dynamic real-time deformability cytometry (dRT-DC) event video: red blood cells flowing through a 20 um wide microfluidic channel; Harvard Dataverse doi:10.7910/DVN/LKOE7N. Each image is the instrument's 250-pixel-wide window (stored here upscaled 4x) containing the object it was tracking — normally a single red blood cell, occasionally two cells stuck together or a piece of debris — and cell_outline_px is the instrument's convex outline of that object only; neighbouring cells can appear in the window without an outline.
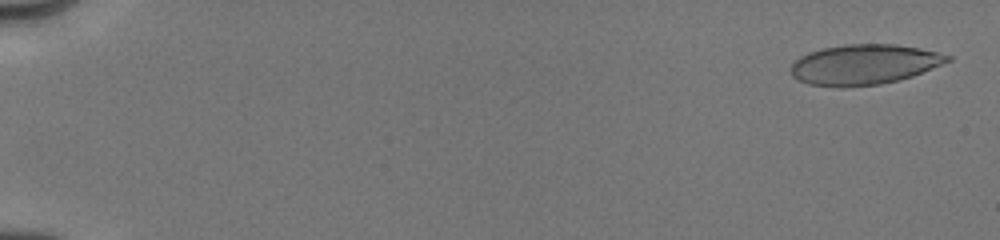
{"species": "human", "species_latin": "Homo sapiens", "temperature_condition": "cold", "stored_images_in_passage": 53, "camera_frame_rate_fps": 3000, "um_per_image_px": 0.085, "donor": {"sex": "male"}, "frame": {"image": 1, "passage_image": 2, "time_ms": 0.333, "image_size_px": [1000, 240], "cell_outline_px": [[952, 60], [912, 76], [880, 84], [844, 88], [836, 88], [808, 84], [792, 76], [792, 64], [800, 56], [808, 52], [824, 48], [844, 44], [896, 44], [936, 52], [952, 56]], "centroid_in_image_um": [73.42, 5.49], "position_along_channel_um": 11.6, "area_um2": 36.59}}
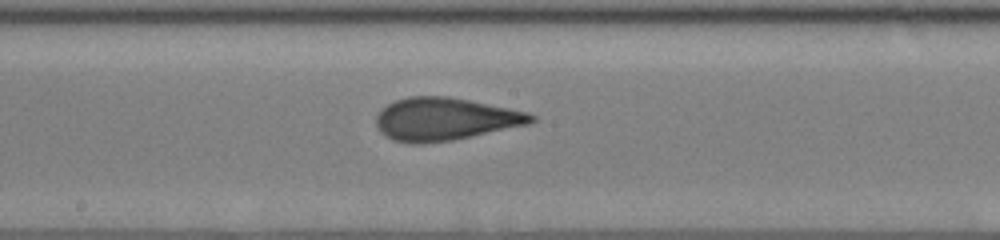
{"frame": {"image": 2, "passage_image": 29, "time_ms": 9.667, "image_size_px": [1000, 240], "cell_outline_px": [[536, 120], [528, 124], [452, 140], [420, 144], [412, 144], [392, 140], [384, 136], [380, 132], [376, 124], [376, 116], [388, 104], [396, 100], [408, 96], [448, 96], [528, 112], [536, 116]], "centroid_in_image_um": [37.79, 10.13], "position_along_channel_um": 210.4, "area_um2": 38.38}}
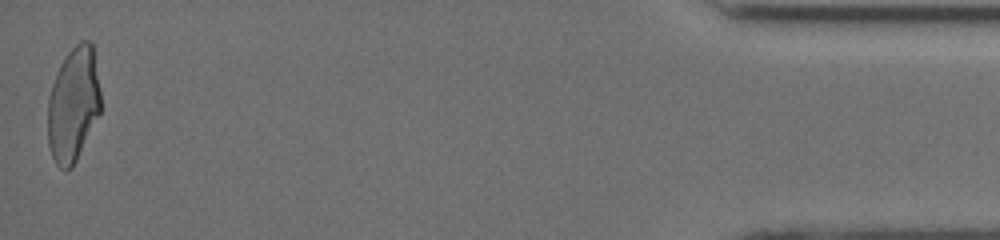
{"frame": {"image": 3, "passage_image": 52, "time_ms": 17.0, "image_size_px": [1000, 240], "cell_outline_px": [[100, 112], [72, 168], [60, 168], [56, 164], [52, 156], [48, 144], [48, 100], [52, 84], [56, 72], [60, 64], [68, 52], [80, 40], [88, 40], [92, 44], [100, 92]], "centroid_in_image_um": [6.21, 8.87], "position_along_channel_um": 429.0, "area_um2": 34.97}, "authors_computed_cell_mechanics": {"area_um2": 36.8186, "velocity_mm_per_s": 4.0329, "shape_relaxation_time_tau1_ms": 5.3383, "shape_relaxation_time_tau2_ms": 1.0024, "deformation_change_tau1": 0.1709, "deformation_change_tau2": 0.0763}}